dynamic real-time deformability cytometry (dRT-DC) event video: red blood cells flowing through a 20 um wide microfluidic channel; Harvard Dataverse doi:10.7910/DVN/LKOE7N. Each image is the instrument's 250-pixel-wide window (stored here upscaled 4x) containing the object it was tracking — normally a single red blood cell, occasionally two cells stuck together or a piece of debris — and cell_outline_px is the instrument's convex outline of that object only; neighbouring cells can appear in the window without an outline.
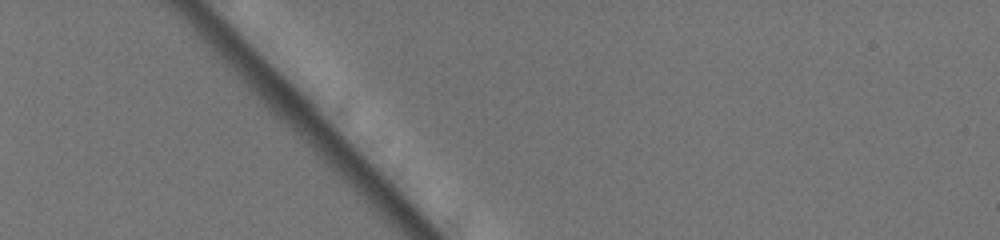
{"species": "common noctule bat (a hibernating species)", "species_latin": "Nyctalus noctula", "temperature_condition": "warm", "stored_images_in_passage": 1, "camera_frame_rate_fps": 3000, "um_per_image_px": 0.085, "animal": {"sex": "female", "body_mass_g": 19.5, "forearm_length_mm": 54.1}, "frame": {"image": 1, "passage_image": 1, "time_ms": 0.0, "image_size_px": [1000, 240], "cell_outline_px": [[508, 172], [488, 180], [480, 176], [464, 124], [472, 120], [476, 120], [488, 124], [508, 160]], "centroid_in_image_um": [41.34, 12.77], "position_along_channel_um": 43.7, "area_um2": 11.44}}